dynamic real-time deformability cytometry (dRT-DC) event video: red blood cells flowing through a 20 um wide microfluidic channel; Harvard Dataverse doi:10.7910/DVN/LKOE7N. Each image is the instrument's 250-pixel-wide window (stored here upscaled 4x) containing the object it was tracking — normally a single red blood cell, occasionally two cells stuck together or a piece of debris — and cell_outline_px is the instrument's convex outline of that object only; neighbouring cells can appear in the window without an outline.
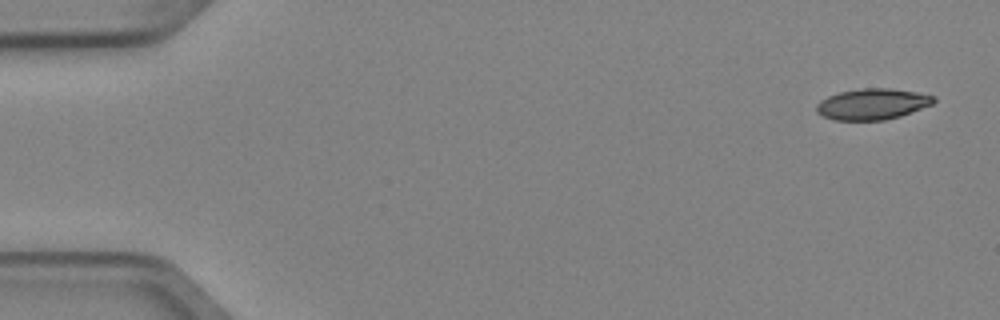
{"species": "Egyptian fruit bat (a non-hibernating species)", "species_latin": "Rousettus aegyptiacus", "temperature_condition": "cold", "stored_images_in_passage": 7, "camera_frame_rate_fps": 3000, "um_per_image_px": 0.085, "animal": {"sex": "female"}, "frame": {"image": 1, "passage_image": 1, "time_ms": 0.0, "image_size_px": [1000, 320], "cell_outline_px": [[936, 100], [932, 104], [900, 116], [884, 120], [832, 120], [816, 112], [816, 104], [820, 100], [828, 96], [840, 92], [864, 88], [892, 88], [916, 92], [936, 96]], "centroid_in_image_um": [74.14, 8.84], "position_along_channel_um": 10.9, "area_um2": 21.15}}
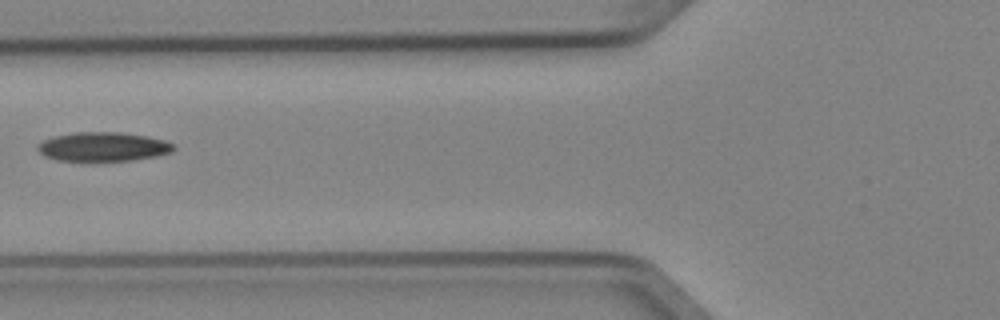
{"frame": {"image": 2, "passage_image": 6, "time_ms": 1.667, "image_size_px": [1000, 320], "cell_outline_px": [[176, 148], [172, 152], [156, 156], [132, 160], [92, 164], [56, 160], [44, 156], [36, 148], [36, 144], [52, 136], [72, 132], [120, 132], [148, 136], [164, 140], [172, 144]], "centroid_in_image_um": [8.7, 12.51], "position_along_channel_um": 117.1, "area_um2": 24.16}}
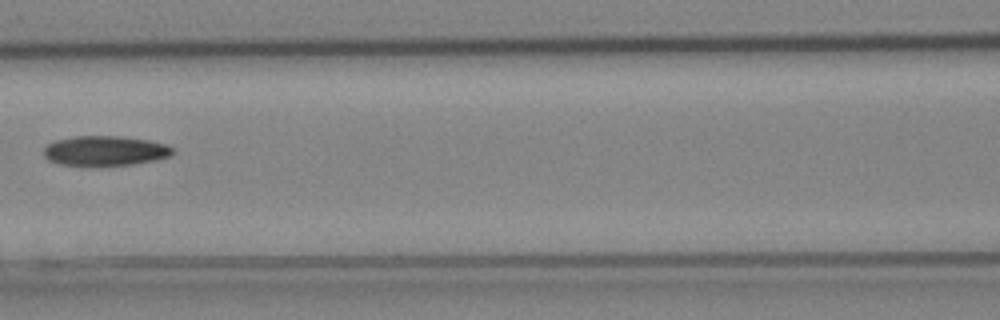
{"frame": {"image": 3, "passage_image": 7, "time_ms": 2.0, "image_size_px": [1000, 320], "cell_outline_px": [[176, 152], [172, 156], [156, 160], [132, 164], [56, 164], [48, 160], [44, 156], [44, 148], [48, 144], [56, 140], [76, 136], [120, 136], [148, 140], [168, 144]], "centroid_in_image_um": [8.98, 12.8], "position_along_channel_um": 157.6, "area_um2": 22.2}}